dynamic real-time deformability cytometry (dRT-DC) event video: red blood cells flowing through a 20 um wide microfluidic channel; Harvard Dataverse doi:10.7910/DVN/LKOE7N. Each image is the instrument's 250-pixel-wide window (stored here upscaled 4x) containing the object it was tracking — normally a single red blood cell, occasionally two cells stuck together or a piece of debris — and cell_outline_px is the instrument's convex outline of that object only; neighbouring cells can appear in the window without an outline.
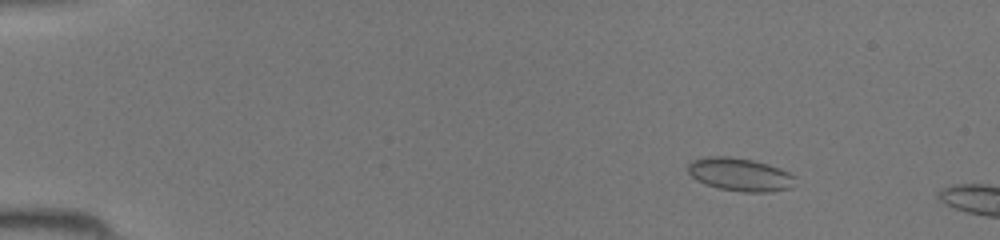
{"species": "common noctule bat (a hibernating species)", "species_latin": "Nyctalus noctula", "temperature_condition": "room temperature", "stored_images_in_passage": 10, "camera_frame_rate_fps": 3000, "um_per_image_px": 0.085, "animal": {"sex": "female", "body_mass_g": 19.5, "forearm_length_mm": 54.1}, "frame": {"image": 1, "passage_image": 7, "time_ms": 2.0, "image_size_px": [1000, 240], "cell_outline_px": [[792, 188], [772, 192], [744, 192], [720, 188], [704, 184], [696, 180], [688, 172], [688, 164], [692, 160], [708, 156], [728, 156], [752, 160], [780, 168], [788, 172], [792, 176]], "centroid_in_image_um": [62.85, 14.83], "position_along_channel_um": 22.1, "area_um2": 20.52}}